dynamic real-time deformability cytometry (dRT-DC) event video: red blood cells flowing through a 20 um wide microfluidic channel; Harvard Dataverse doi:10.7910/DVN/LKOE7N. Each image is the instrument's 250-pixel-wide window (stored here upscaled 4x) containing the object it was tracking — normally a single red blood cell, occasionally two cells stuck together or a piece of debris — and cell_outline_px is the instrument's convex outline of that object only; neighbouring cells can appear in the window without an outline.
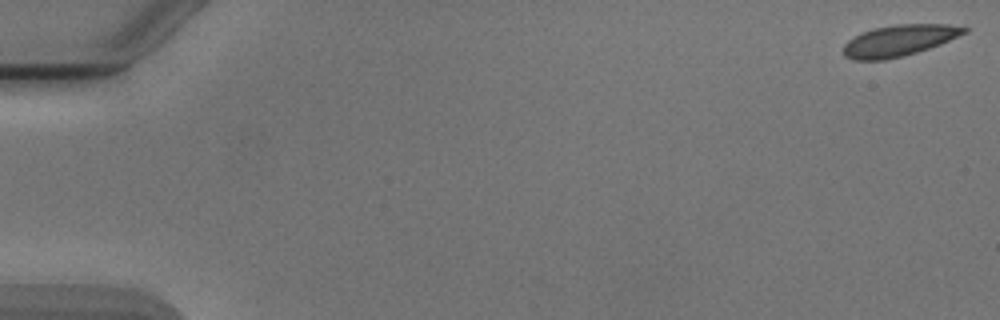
{"species": "Egyptian fruit bat (a non-hibernating species)", "species_latin": "Rousettus aegyptiacus", "temperature_condition": "cold", "stored_images_in_passage": 14, "camera_frame_rate_fps": 3000, "um_per_image_px": 0.085, "animal": {"sex": "male"}, "frame": {"image": 1, "passage_image": 1, "time_ms": 0.0, "image_size_px": [1000, 320], "cell_outline_px": [[968, 32], [940, 44], [916, 52], [884, 60], [852, 60], [844, 56], [844, 44], [848, 40], [860, 32], [872, 28], [896, 24], [948, 24], [968, 28]], "centroid_in_image_um": [76.39, 3.43], "position_along_channel_um": 8.6, "area_um2": 21.96}}
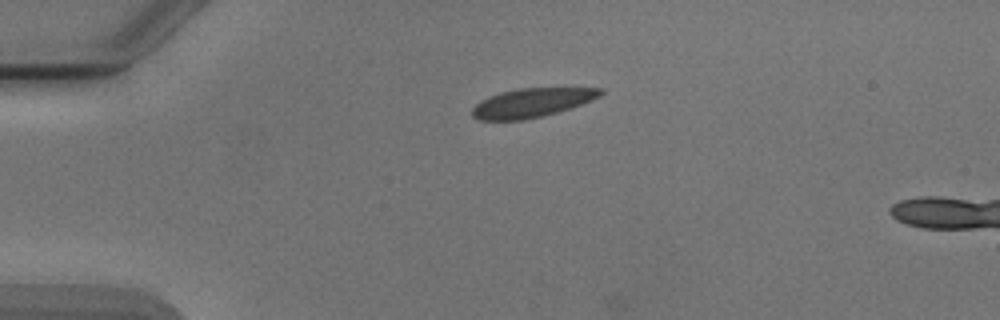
{"frame": {"image": 2, "passage_image": 13, "time_ms": 4.0, "image_size_px": [1000, 320], "cell_outline_px": [[604, 92], [600, 96], [592, 100], [556, 112], [524, 120], [476, 120], [472, 116], [472, 108], [480, 100], [488, 96], [500, 92], [520, 88], [604, 88]], "centroid_in_image_um": [45.16, 8.73], "position_along_channel_um": 39.8, "area_um2": 21.56}}